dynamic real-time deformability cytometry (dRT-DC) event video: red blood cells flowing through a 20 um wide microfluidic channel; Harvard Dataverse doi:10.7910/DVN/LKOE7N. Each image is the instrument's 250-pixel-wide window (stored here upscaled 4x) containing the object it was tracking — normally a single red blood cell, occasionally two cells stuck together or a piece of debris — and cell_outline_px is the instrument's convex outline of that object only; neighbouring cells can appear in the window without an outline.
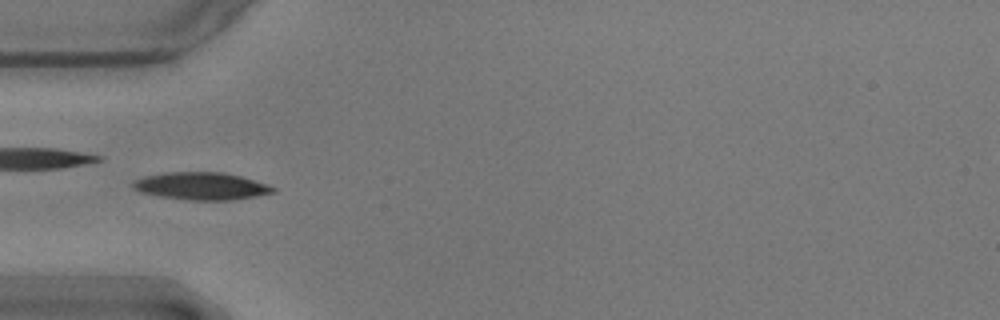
{"species": "common noctule bat (a hibernating species)", "species_latin": "Nyctalus noctula", "temperature_condition": "warm", "stored_images_in_passage": 40, "camera_frame_rate_fps": 3000, "um_per_image_px": 0.085, "animal": {"sex": "male", "body_mass_g": 17.9}, "frame": {"image": 1, "passage_image": 1, "time_ms": 0.0, "image_size_px": [1000, 320], "cell_outline_px": [[276, 192], [256, 196], [232, 200], [188, 200], [160, 196], [140, 192], [132, 188], [132, 184], [136, 180], [144, 176], [168, 172], [224, 172], [240, 176], [268, 184], [276, 188]], "centroid_in_image_um": [17.13, 15.82], "position_along_channel_um": 67.9, "area_um2": 22.43}}
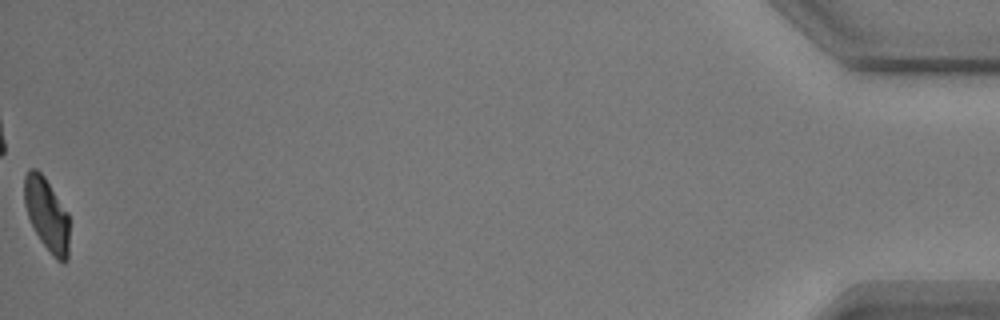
{"frame": {"image": 2, "passage_image": 40, "time_ms": 13.0, "image_size_px": [1000, 320], "cell_outline_px": [[68, 260], [64, 264], [56, 260], [52, 256], [40, 240], [28, 216], [24, 204], [24, 176], [28, 168], [36, 168], [44, 176], [68, 212]], "centroid_in_image_um": [3.97, 18.23], "position_along_channel_um": 431.2, "area_um2": 19.25}, "authors_computed_cell_mechanics": {"area_um2": 21.0103, "velocity_mm_per_s": 3.5511, "shape_relaxation_time_tau1_ms": 3.4818, "shape_relaxation_time_tau2_ms": 2.7643, "deformation_change_tau1": 0.1493, "deformation_change_tau2": 0.0676}}